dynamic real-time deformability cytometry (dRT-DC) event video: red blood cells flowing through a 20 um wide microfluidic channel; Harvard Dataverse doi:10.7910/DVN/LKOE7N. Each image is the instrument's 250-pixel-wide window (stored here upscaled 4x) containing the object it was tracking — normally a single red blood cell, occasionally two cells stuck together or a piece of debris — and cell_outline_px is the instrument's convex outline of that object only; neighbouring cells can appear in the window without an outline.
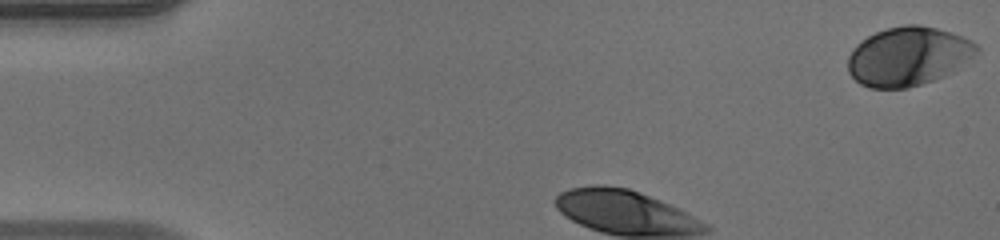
{"species": "human", "species_latin": "Homo sapiens", "temperature_condition": "warm", "stored_images_in_passage": 34, "camera_frame_rate_fps": 3000, "um_per_image_px": 0.085, "donor": {"sex": "male"}, "frame": {"image": 1, "passage_image": 1, "time_ms": 0.0, "image_size_px": [1000, 240], "cell_outline_px": [[980, 52], [952, 72], [944, 76], [908, 88], [868, 88], [860, 84], [848, 72], [848, 56], [856, 44], [868, 36], [876, 32], [888, 28], [904, 24], [920, 24], [952, 32], [972, 40], [980, 48]], "centroid_in_image_um": [77.21, 4.78], "position_along_channel_um": 7.8, "area_um2": 44.39}}
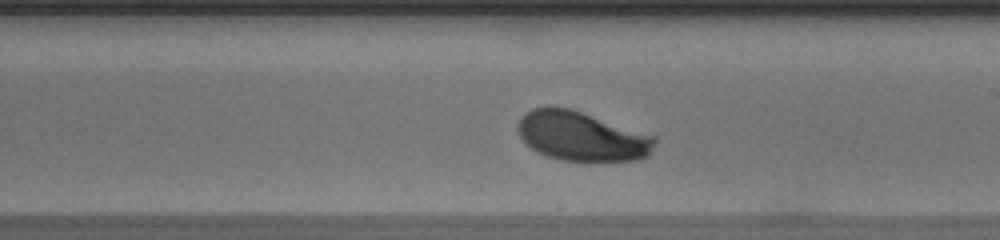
{"frame": {"image": 2, "passage_image": 21, "time_ms": 6.667, "image_size_px": [1000, 240], "cell_outline_px": [[656, 144], [652, 152], [648, 156], [636, 160], [560, 160], [544, 156], [536, 152], [520, 136], [516, 128], [516, 124], [524, 112], [532, 108], [548, 104], [572, 108], [656, 136]], "centroid_in_image_um": [49.41, 11.54], "position_along_channel_um": 239.6, "area_um2": 40.06}}
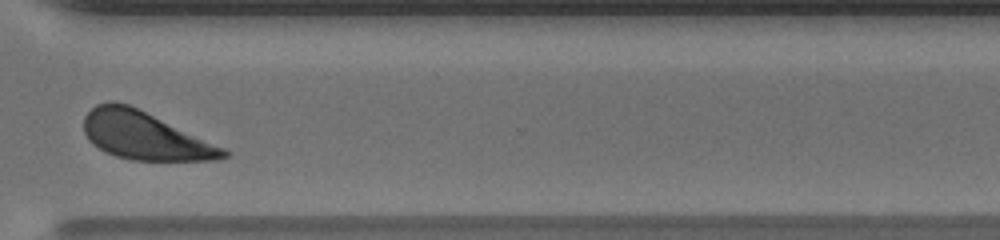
{"frame": {"image": 3, "passage_image": 30, "time_ms": 9.667, "image_size_px": [1000, 240], "cell_outline_px": [[228, 156], [220, 160], [132, 160], [116, 156], [104, 152], [92, 144], [88, 140], [84, 132], [84, 116], [96, 104], [108, 100], [112, 100], [128, 104], [224, 148], [228, 152]], "centroid_in_image_um": [12.24, 11.53], "position_along_channel_um": 358.4, "area_um2": 38.55}, "authors_computed_cell_mechanics": {"area_um2": 40.8935, "velocity_mm_per_s": 3.9521, "shape_relaxation_time_tau1_ms": 2.5827, "shape_relaxation_time_tau2_ms": null, "deformation_change_tau1": 0.1647, "deformation_change_tau2": null}}